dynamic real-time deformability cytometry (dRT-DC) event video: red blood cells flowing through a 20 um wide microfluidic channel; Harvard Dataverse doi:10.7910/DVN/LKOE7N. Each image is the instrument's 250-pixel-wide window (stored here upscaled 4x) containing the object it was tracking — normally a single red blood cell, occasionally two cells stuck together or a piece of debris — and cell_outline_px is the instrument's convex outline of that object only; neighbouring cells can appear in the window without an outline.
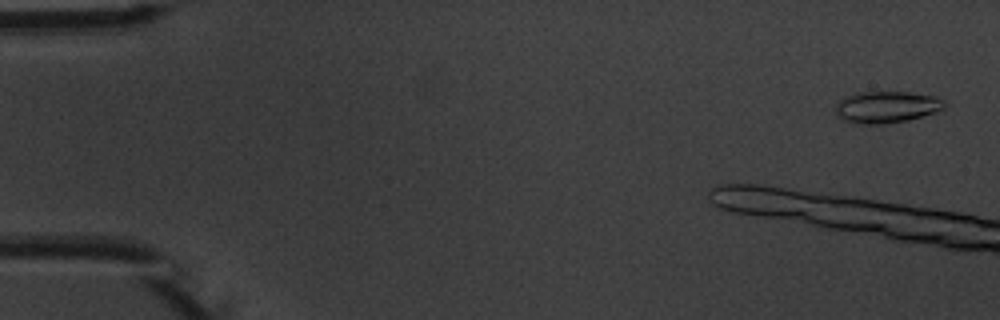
{"species": "common noctule bat (a hibernating species)", "species_latin": "Nyctalus noctula", "temperature_condition": "warm", "stored_images_in_passage": 7, "camera_frame_rate_fps": 3000, "um_per_image_px": 0.085, "animal": {"sex": "male", "body_mass_g": 20.1, "forearm_length_mm": 53.5}, "frame": {"image": 1, "passage_image": 1, "time_ms": 0.0, "image_size_px": [1000, 320], "cell_outline_px": [[944, 108], [936, 112], [908, 120], [884, 124], [852, 124], [836, 116], [836, 104], [844, 96], [856, 92], [908, 92], [936, 96], [944, 100]], "centroid_in_image_um": [75.32, 9.1], "position_along_channel_um": 9.7, "area_um2": 20.35}}